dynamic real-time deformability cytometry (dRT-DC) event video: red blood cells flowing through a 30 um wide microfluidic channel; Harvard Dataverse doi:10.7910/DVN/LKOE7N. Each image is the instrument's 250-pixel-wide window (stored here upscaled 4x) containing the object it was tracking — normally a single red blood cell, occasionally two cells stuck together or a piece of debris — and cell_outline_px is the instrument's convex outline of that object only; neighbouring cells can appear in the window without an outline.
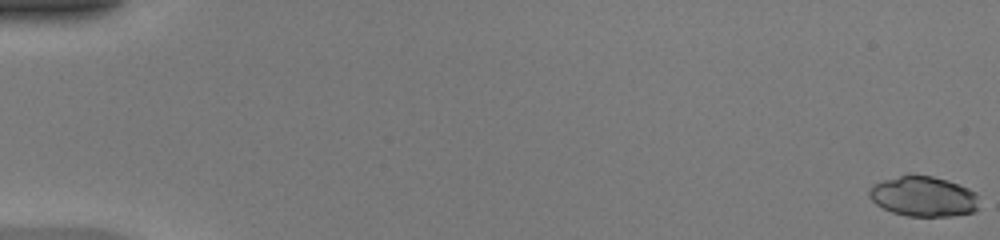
{"species": "common noctule bat (a hibernating species)", "species_latin": "Nyctalus noctula", "temperature_condition": "warm", "stored_images_in_passage": 50, "camera_frame_rate_fps": 3000, "um_per_image_px": 0.085, "animal": {"sex": "female", "body_mass_g": 20.0, "forearm_length_mm": 54.0}, "frame": {"image": 1, "passage_image": 1, "time_ms": 0.0, "image_size_px": [1000, 240], "cell_outline_px": [[976, 212], [952, 216], [908, 216], [892, 212], [876, 204], [868, 196], [868, 192], [872, 184], [908, 172], [932, 176], [948, 180], [968, 188], [976, 192]], "centroid_in_image_um": [78.45, 16.67], "position_along_channel_um": 6.5, "area_um2": 26.07}}
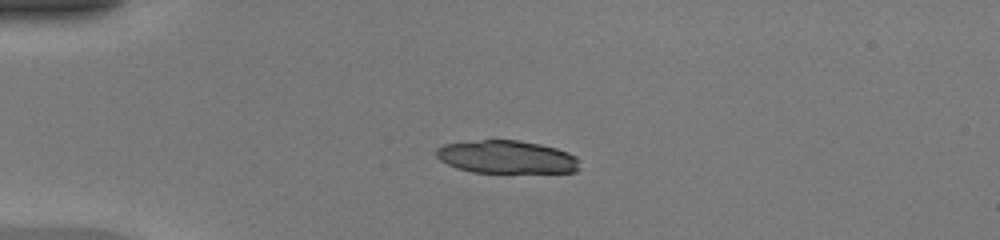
{"frame": {"image": 2, "passage_image": 14, "time_ms": 4.333, "image_size_px": [1000, 240], "cell_outline_px": [[580, 168], [576, 172], [472, 172], [456, 168], [440, 160], [436, 156], [436, 148], [444, 144], [484, 140], [520, 140], [540, 144], [556, 148], [568, 152], [576, 156]], "centroid_in_image_um": [43.07, 13.34], "position_along_channel_um": 41.9, "area_um2": 27.46}}